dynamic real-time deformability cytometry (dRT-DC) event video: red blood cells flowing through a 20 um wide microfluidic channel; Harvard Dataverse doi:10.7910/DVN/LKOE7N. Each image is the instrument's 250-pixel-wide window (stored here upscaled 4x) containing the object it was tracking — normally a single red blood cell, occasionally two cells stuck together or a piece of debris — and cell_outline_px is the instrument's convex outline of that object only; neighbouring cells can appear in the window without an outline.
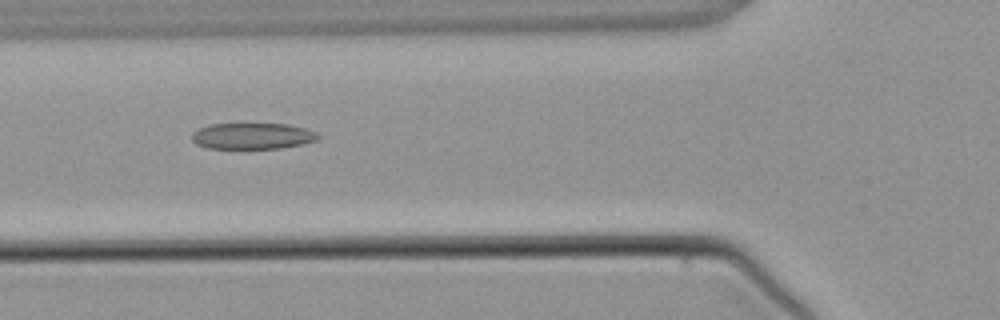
{"species": "common noctule bat (a hibernating species)", "species_latin": "Nyctalus noctula", "temperature_condition": "warm", "stored_images_in_passage": 3, "camera_frame_rate_fps": 3000, "um_per_image_px": 0.085, "animal": {"sex": "male", "body_mass_g": 21.5, "forearm_length_mm": 52.0}, "frame": {"image": 1, "passage_image": 3, "time_ms": 2.333, "image_size_px": [1000, 320], "cell_outline_px": [[320, 136], [316, 140], [304, 144], [280, 148], [208, 148], [196, 144], [192, 140], [192, 132], [200, 128], [212, 124], [288, 124], [304, 128], [316, 132]], "centroid_in_image_um": [21.47, 11.56], "position_along_channel_um": 104.3, "area_um2": 19.13}}